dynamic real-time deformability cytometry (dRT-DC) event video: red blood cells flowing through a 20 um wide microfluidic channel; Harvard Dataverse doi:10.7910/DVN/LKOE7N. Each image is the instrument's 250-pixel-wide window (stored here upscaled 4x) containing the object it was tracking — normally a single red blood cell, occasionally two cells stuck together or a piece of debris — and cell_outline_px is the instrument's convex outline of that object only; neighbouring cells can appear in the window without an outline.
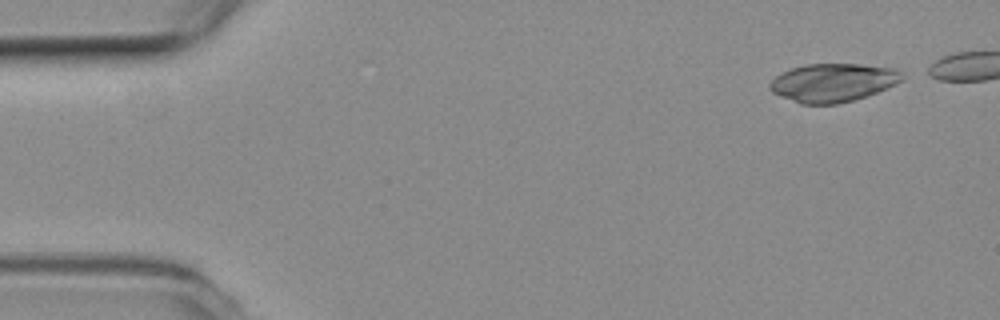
{"species": "common noctule bat (a hibernating species)", "species_latin": "Nyctalus noctula", "temperature_condition": "room temperature", "stored_images_in_passage": 6, "camera_frame_rate_fps": 3000, "um_per_image_px": 0.085, "animal": {"sex": "female", "body_mass_g": 19.3, "forearm_length_mm": 54.1}, "frame": {"image": 1, "passage_image": 1, "time_ms": 0.0, "image_size_px": [1000, 320], "cell_outline_px": [[904, 80], [896, 84], [876, 92], [852, 100], [836, 104], [800, 104], [780, 96], [772, 92], [768, 88], [768, 84], [780, 72], [804, 64], [860, 64], [896, 68], [904, 76]], "centroid_in_image_um": [70.78, 7.01], "position_along_channel_um": 14.2, "area_um2": 29.65}}
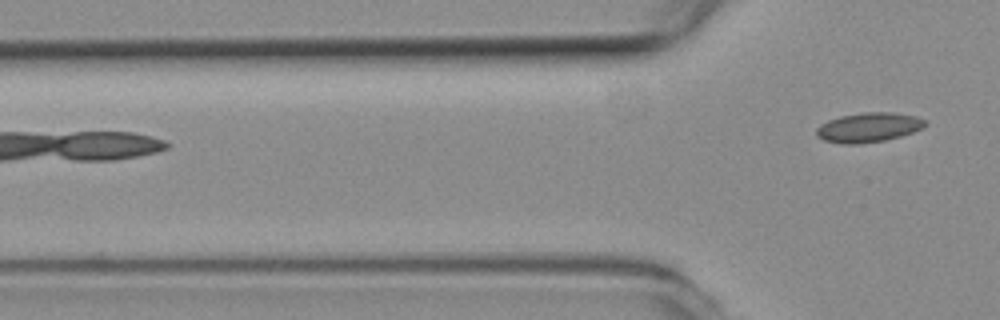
{"frame": {"image": 2, "passage_image": 6, "time_ms": 1.667, "image_size_px": [1000, 320], "cell_outline_px": [[928, 124], [924, 128], [900, 136], [884, 140], [860, 144], [840, 144], [824, 140], [816, 136], [816, 128], [820, 124], [828, 120], [840, 116], [864, 112], [892, 112], [916, 116], [924, 120]], "centroid_in_image_um": [73.81, 10.83], "position_along_channel_um": 52.0, "area_um2": 18.84}}